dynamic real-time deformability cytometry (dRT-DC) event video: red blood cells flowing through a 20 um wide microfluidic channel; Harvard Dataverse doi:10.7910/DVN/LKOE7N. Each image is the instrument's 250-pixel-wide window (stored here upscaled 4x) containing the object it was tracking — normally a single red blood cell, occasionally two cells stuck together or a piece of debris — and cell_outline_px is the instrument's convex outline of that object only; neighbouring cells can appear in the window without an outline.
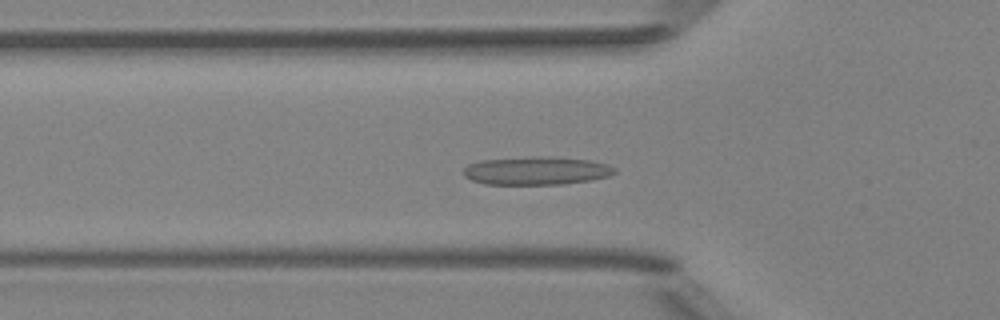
{"species": "Egyptian fruit bat (a non-hibernating species)", "species_latin": "Rousettus aegyptiacus", "temperature_condition": "room temperature", "stored_images_in_passage": 40, "camera_frame_rate_fps": 3000, "um_per_image_px": 0.085, "animal": {"sex": "female"}, "frame": {"image": 1, "passage_image": 6, "time_ms": 1.667, "image_size_px": [1000, 320], "cell_outline_px": [[616, 172], [608, 176], [592, 180], [564, 184], [484, 184], [472, 180], [464, 176], [464, 168], [468, 164], [480, 160], [532, 156], [548, 156], [592, 160], [608, 164], [616, 168]], "centroid_in_image_um": [45.61, 14.5], "position_along_channel_um": 80.2, "area_um2": 25.09}}
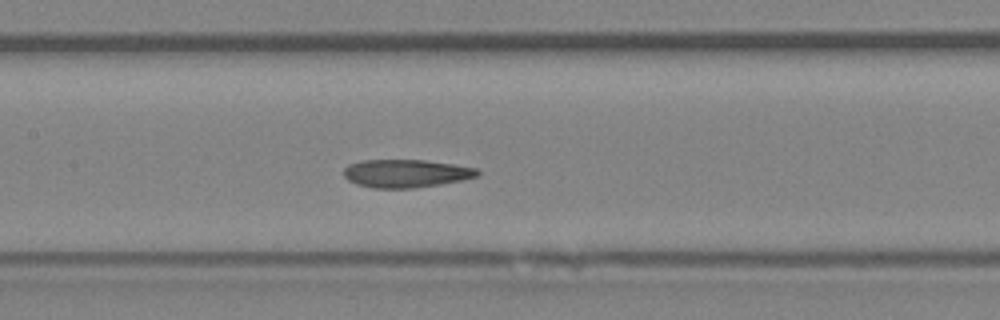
{"frame": {"image": 2, "passage_image": 13, "time_ms": 4.0, "image_size_px": [1000, 320], "cell_outline_px": [[480, 172], [476, 176], [464, 180], [440, 184], [412, 188], [372, 188], [356, 184], [348, 180], [344, 176], [344, 168], [348, 164], [360, 160], [424, 160], [452, 164], [476, 168]], "centroid_in_image_um": [34.47, 14.74], "position_along_channel_um": 172.9, "area_um2": 21.85}}
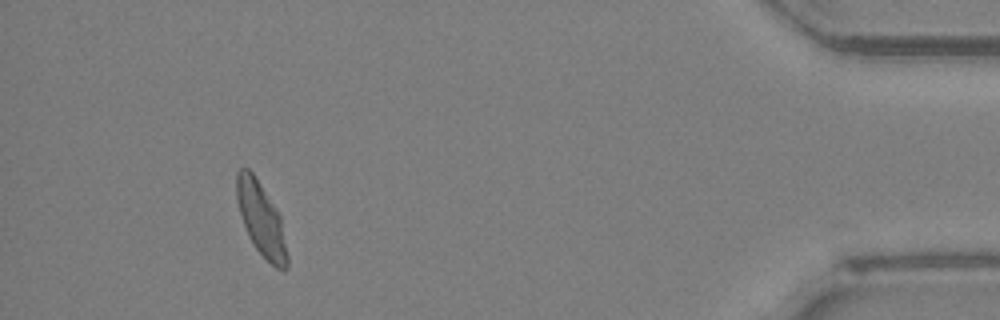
{"frame": {"image": 3, "passage_image": 36, "time_ms": 11.667, "image_size_px": [1000, 320], "cell_outline_px": [[288, 268], [284, 272], [276, 268], [256, 248], [244, 224], [236, 200], [236, 172], [240, 168], [248, 168], [252, 172], [276, 208], [280, 216], [288, 256]], "centroid_in_image_um": [22.2, 18.63], "position_along_channel_um": 413.0, "area_um2": 21.15}, "authors_computed_cell_mechanics": {"area_um2": 21.5016, "velocity_mm_per_s": 3.9792, "shape_relaxation_time_tau1_ms": 8.4044, "shape_relaxation_time_tau2_ms": 1.397, "deformation_change_tau1": 0.2375, "deformation_change_tau2": 0.0663}}